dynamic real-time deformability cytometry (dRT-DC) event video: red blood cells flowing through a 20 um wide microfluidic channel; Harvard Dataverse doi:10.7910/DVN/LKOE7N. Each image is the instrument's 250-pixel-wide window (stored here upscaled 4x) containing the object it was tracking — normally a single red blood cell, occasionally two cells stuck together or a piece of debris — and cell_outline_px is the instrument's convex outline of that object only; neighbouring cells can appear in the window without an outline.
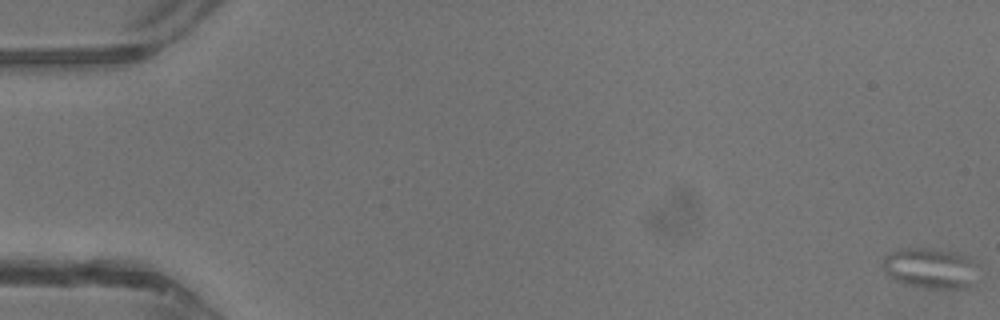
{"species": "common noctule bat (a hibernating species)", "species_latin": "Nyctalus noctula", "temperature_condition": "warm", "stored_images_in_passage": 15, "camera_frame_rate_fps": 3000, "um_per_image_px": 0.085, "animal": {"sex": "male", "body_mass_g": 13.3}, "frame": {"image": 1, "passage_image": 1, "time_ms": 0.0, "image_size_px": [1000, 320], "cell_outline_px": [[980, 264], [976, 288], [928, 288], [904, 284], [888, 276], [884, 268], [884, 256], [896, 248], [932, 248], [960, 252], [968, 256]], "centroid_in_image_um": [79.22, 22.79], "position_along_channel_um": 5.8, "area_um2": 23.52}}
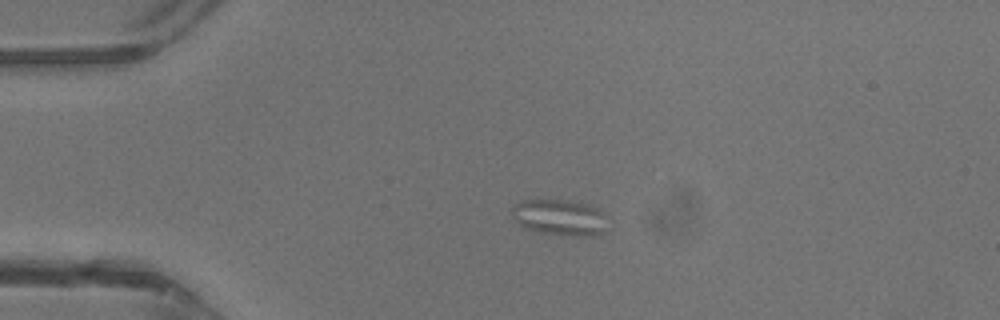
{"frame": {"image": 2, "passage_image": 12, "time_ms": 3.667, "image_size_px": [1000, 320], "cell_outline_px": [[604, 232], [600, 236], [576, 236], [540, 232], [524, 228], [516, 220], [512, 212], [512, 204], [520, 200], [568, 200], [588, 204], [604, 212]], "centroid_in_image_um": [47.57, 18.47], "position_along_channel_um": 37.4, "area_um2": 20.06}}